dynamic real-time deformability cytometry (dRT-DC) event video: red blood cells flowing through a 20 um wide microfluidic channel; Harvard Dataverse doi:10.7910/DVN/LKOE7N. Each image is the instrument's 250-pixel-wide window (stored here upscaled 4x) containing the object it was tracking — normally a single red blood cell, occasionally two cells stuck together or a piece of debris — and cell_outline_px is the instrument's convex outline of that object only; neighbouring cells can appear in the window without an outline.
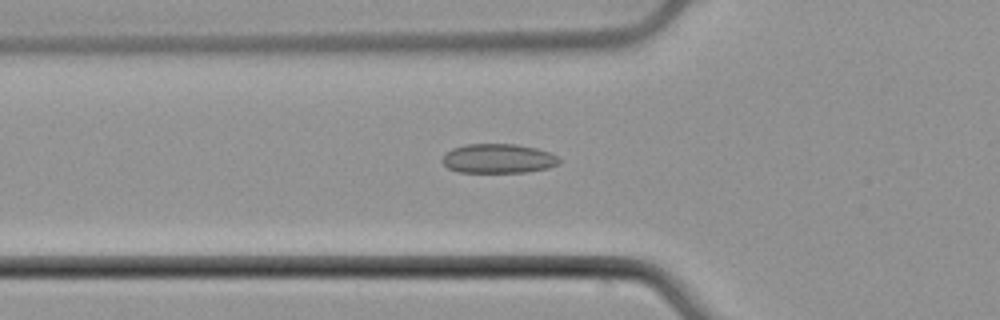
{"species": "common noctule bat (a hibernating species)", "species_latin": "Nyctalus noctula", "temperature_condition": "cold", "stored_images_in_passage": 52, "camera_frame_rate_fps": 3000, "um_per_image_px": 0.085, "animal": {"sex": "male", "body_mass_g": 21.5, "forearm_length_mm": 52.0}, "frame": {"image": 1, "passage_image": 18, "time_ms": 5.667, "image_size_px": [1000, 320], "cell_outline_px": [[560, 164], [548, 168], [524, 172], [456, 172], [448, 168], [444, 164], [444, 152], [452, 148], [464, 144], [516, 144], [536, 148], [548, 152], [556, 156], [560, 160]], "centroid_in_image_um": [42.33, 13.47], "position_along_channel_um": 83.5, "area_um2": 20.0}}
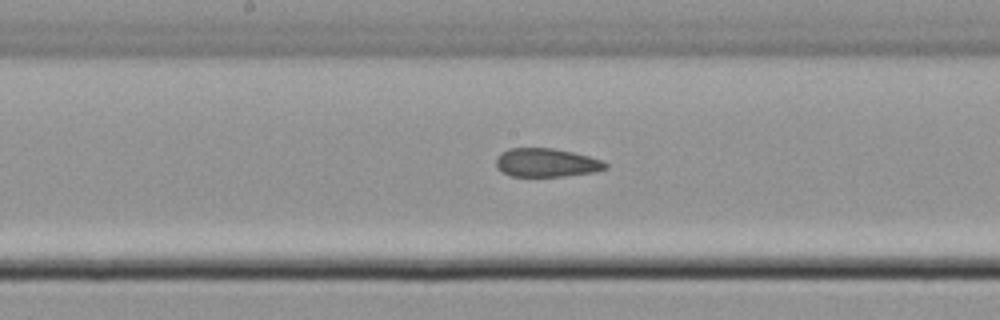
{"frame": {"image": 2, "passage_image": 27, "time_ms": 8.667, "image_size_px": [1000, 320], "cell_outline_px": [[608, 168], [596, 172], [564, 176], [512, 176], [504, 172], [496, 164], [496, 160], [500, 152], [508, 148], [552, 148], [572, 152], [604, 160], [608, 164]], "centroid_in_image_um": [46.49, 13.82], "position_along_channel_um": 201.7, "area_um2": 18.21}}
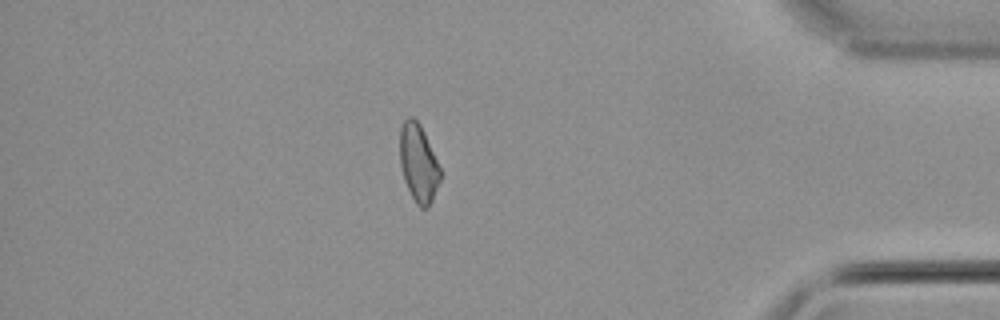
{"frame": {"image": 3, "passage_image": 45, "time_ms": 14.667, "image_size_px": [1000, 320], "cell_outline_px": [[440, 180], [432, 200], [428, 208], [420, 208], [416, 204], [404, 180], [400, 164], [400, 128], [404, 120], [408, 116], [412, 116], [420, 124], [424, 132], [440, 168]], "centroid_in_image_um": [35.55, 13.86], "position_along_channel_um": 399.6, "area_um2": 18.15}, "authors_computed_cell_mechanics": {"area_um2": 19.3341, "velocity_mm_per_s": 3.9318, "shape_relaxation_time_tau1_ms": null, "shape_relaxation_time_tau2_ms": 4.2966, "deformation_change_tau1": null, "deformation_change_tau2": 0.0745}}